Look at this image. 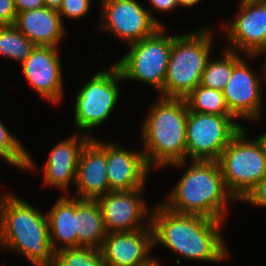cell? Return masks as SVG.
Here are the masks:
<instances>
[{"mask_svg": "<svg viewBox=\"0 0 266 266\" xmlns=\"http://www.w3.org/2000/svg\"><path fill=\"white\" fill-rule=\"evenodd\" d=\"M151 210L153 246L163 245L186 260L215 263L229 257L221 234L224 221L179 214L169 210L162 203Z\"/></svg>", "mask_w": 266, "mask_h": 266, "instance_id": "cell-1", "label": "cell"}, {"mask_svg": "<svg viewBox=\"0 0 266 266\" xmlns=\"http://www.w3.org/2000/svg\"><path fill=\"white\" fill-rule=\"evenodd\" d=\"M6 193L0 195V250L20 252L34 266H54L47 215Z\"/></svg>", "mask_w": 266, "mask_h": 266, "instance_id": "cell-2", "label": "cell"}, {"mask_svg": "<svg viewBox=\"0 0 266 266\" xmlns=\"http://www.w3.org/2000/svg\"><path fill=\"white\" fill-rule=\"evenodd\" d=\"M160 98V99H159ZM142 125V152L150 169L186 164V125L188 105L185 98L159 96Z\"/></svg>", "mask_w": 266, "mask_h": 266, "instance_id": "cell-3", "label": "cell"}, {"mask_svg": "<svg viewBox=\"0 0 266 266\" xmlns=\"http://www.w3.org/2000/svg\"><path fill=\"white\" fill-rule=\"evenodd\" d=\"M169 194L167 202L162 203L169 210L224 222L227 204L235 201L225 187L221 167L215 160H192Z\"/></svg>", "mask_w": 266, "mask_h": 266, "instance_id": "cell-4", "label": "cell"}, {"mask_svg": "<svg viewBox=\"0 0 266 266\" xmlns=\"http://www.w3.org/2000/svg\"><path fill=\"white\" fill-rule=\"evenodd\" d=\"M212 38L206 27L174 38L162 97L185 98L200 84L206 63L212 57Z\"/></svg>", "mask_w": 266, "mask_h": 266, "instance_id": "cell-5", "label": "cell"}, {"mask_svg": "<svg viewBox=\"0 0 266 266\" xmlns=\"http://www.w3.org/2000/svg\"><path fill=\"white\" fill-rule=\"evenodd\" d=\"M243 127L223 150L218 162L224 184L237 201L266 176V149L262 140L248 138Z\"/></svg>", "mask_w": 266, "mask_h": 266, "instance_id": "cell-6", "label": "cell"}, {"mask_svg": "<svg viewBox=\"0 0 266 266\" xmlns=\"http://www.w3.org/2000/svg\"><path fill=\"white\" fill-rule=\"evenodd\" d=\"M165 31L166 27H160L153 35L129 44L128 53L115 62L123 80H135L153 86L160 96L173 40L177 36H168Z\"/></svg>", "mask_w": 266, "mask_h": 266, "instance_id": "cell-7", "label": "cell"}, {"mask_svg": "<svg viewBox=\"0 0 266 266\" xmlns=\"http://www.w3.org/2000/svg\"><path fill=\"white\" fill-rule=\"evenodd\" d=\"M123 80L119 67L95 73L77 92L74 122L80 133L98 127L110 116L119 102L118 82ZM83 131V132H82Z\"/></svg>", "mask_w": 266, "mask_h": 266, "instance_id": "cell-8", "label": "cell"}, {"mask_svg": "<svg viewBox=\"0 0 266 266\" xmlns=\"http://www.w3.org/2000/svg\"><path fill=\"white\" fill-rule=\"evenodd\" d=\"M236 121L233 115L197 113L188 109L187 157L191 160L218 161L223 150L243 128Z\"/></svg>", "mask_w": 266, "mask_h": 266, "instance_id": "cell-9", "label": "cell"}, {"mask_svg": "<svg viewBox=\"0 0 266 266\" xmlns=\"http://www.w3.org/2000/svg\"><path fill=\"white\" fill-rule=\"evenodd\" d=\"M99 29L112 33L128 44L153 35L160 21L136 0H101Z\"/></svg>", "mask_w": 266, "mask_h": 266, "instance_id": "cell-10", "label": "cell"}, {"mask_svg": "<svg viewBox=\"0 0 266 266\" xmlns=\"http://www.w3.org/2000/svg\"><path fill=\"white\" fill-rule=\"evenodd\" d=\"M239 7L236 20L225 26V38L231 45L226 49L254 60L266 52V0H240Z\"/></svg>", "mask_w": 266, "mask_h": 266, "instance_id": "cell-11", "label": "cell"}, {"mask_svg": "<svg viewBox=\"0 0 266 266\" xmlns=\"http://www.w3.org/2000/svg\"><path fill=\"white\" fill-rule=\"evenodd\" d=\"M144 188L130 191H109L97 199L101 207L105 228L108 233L129 232L151 228V210L143 200ZM148 218L146 225L144 219Z\"/></svg>", "mask_w": 266, "mask_h": 266, "instance_id": "cell-12", "label": "cell"}, {"mask_svg": "<svg viewBox=\"0 0 266 266\" xmlns=\"http://www.w3.org/2000/svg\"><path fill=\"white\" fill-rule=\"evenodd\" d=\"M247 62L235 51V67L223 91L228 109L235 118L256 121L261 117V77L251 70Z\"/></svg>", "mask_w": 266, "mask_h": 266, "instance_id": "cell-13", "label": "cell"}, {"mask_svg": "<svg viewBox=\"0 0 266 266\" xmlns=\"http://www.w3.org/2000/svg\"><path fill=\"white\" fill-rule=\"evenodd\" d=\"M59 47L36 45L21 64L26 81L46 100L58 104L63 97V77Z\"/></svg>", "mask_w": 266, "mask_h": 266, "instance_id": "cell-14", "label": "cell"}, {"mask_svg": "<svg viewBox=\"0 0 266 266\" xmlns=\"http://www.w3.org/2000/svg\"><path fill=\"white\" fill-rule=\"evenodd\" d=\"M153 246L152 228L108 233L101 251L105 266H144L150 264Z\"/></svg>", "mask_w": 266, "mask_h": 266, "instance_id": "cell-15", "label": "cell"}, {"mask_svg": "<svg viewBox=\"0 0 266 266\" xmlns=\"http://www.w3.org/2000/svg\"><path fill=\"white\" fill-rule=\"evenodd\" d=\"M115 142L106 143L109 191H130L144 188L150 168L144 153L127 150Z\"/></svg>", "mask_w": 266, "mask_h": 266, "instance_id": "cell-16", "label": "cell"}, {"mask_svg": "<svg viewBox=\"0 0 266 266\" xmlns=\"http://www.w3.org/2000/svg\"><path fill=\"white\" fill-rule=\"evenodd\" d=\"M76 198L97 200L109 192L106 143L91 138L82 149L77 166Z\"/></svg>", "mask_w": 266, "mask_h": 266, "instance_id": "cell-17", "label": "cell"}, {"mask_svg": "<svg viewBox=\"0 0 266 266\" xmlns=\"http://www.w3.org/2000/svg\"><path fill=\"white\" fill-rule=\"evenodd\" d=\"M78 134L62 140L51 150L43 168L44 184L66 192L71 182L75 185L82 149L93 138L90 131Z\"/></svg>", "mask_w": 266, "mask_h": 266, "instance_id": "cell-18", "label": "cell"}, {"mask_svg": "<svg viewBox=\"0 0 266 266\" xmlns=\"http://www.w3.org/2000/svg\"><path fill=\"white\" fill-rule=\"evenodd\" d=\"M14 25L30 41L40 46L58 47L65 34L58 11L45 6L17 13Z\"/></svg>", "mask_w": 266, "mask_h": 266, "instance_id": "cell-19", "label": "cell"}, {"mask_svg": "<svg viewBox=\"0 0 266 266\" xmlns=\"http://www.w3.org/2000/svg\"><path fill=\"white\" fill-rule=\"evenodd\" d=\"M46 215L53 251L77 247L76 197L63 195Z\"/></svg>", "mask_w": 266, "mask_h": 266, "instance_id": "cell-20", "label": "cell"}, {"mask_svg": "<svg viewBox=\"0 0 266 266\" xmlns=\"http://www.w3.org/2000/svg\"><path fill=\"white\" fill-rule=\"evenodd\" d=\"M77 247L101 249L108 234L97 200L76 198Z\"/></svg>", "mask_w": 266, "mask_h": 266, "instance_id": "cell-21", "label": "cell"}, {"mask_svg": "<svg viewBox=\"0 0 266 266\" xmlns=\"http://www.w3.org/2000/svg\"><path fill=\"white\" fill-rule=\"evenodd\" d=\"M188 109L192 112L216 115H232L228 109L223 91L198 85L186 97Z\"/></svg>", "mask_w": 266, "mask_h": 266, "instance_id": "cell-22", "label": "cell"}, {"mask_svg": "<svg viewBox=\"0 0 266 266\" xmlns=\"http://www.w3.org/2000/svg\"><path fill=\"white\" fill-rule=\"evenodd\" d=\"M35 46L14 24L0 26V55L22 64Z\"/></svg>", "mask_w": 266, "mask_h": 266, "instance_id": "cell-23", "label": "cell"}, {"mask_svg": "<svg viewBox=\"0 0 266 266\" xmlns=\"http://www.w3.org/2000/svg\"><path fill=\"white\" fill-rule=\"evenodd\" d=\"M235 67V51L225 49L223 58L208 60L200 85L222 91L230 80Z\"/></svg>", "mask_w": 266, "mask_h": 266, "instance_id": "cell-24", "label": "cell"}, {"mask_svg": "<svg viewBox=\"0 0 266 266\" xmlns=\"http://www.w3.org/2000/svg\"><path fill=\"white\" fill-rule=\"evenodd\" d=\"M0 157L10 165L35 170L36 165L21 141L0 121Z\"/></svg>", "mask_w": 266, "mask_h": 266, "instance_id": "cell-25", "label": "cell"}, {"mask_svg": "<svg viewBox=\"0 0 266 266\" xmlns=\"http://www.w3.org/2000/svg\"><path fill=\"white\" fill-rule=\"evenodd\" d=\"M54 266H105L101 249L66 248L55 252Z\"/></svg>", "mask_w": 266, "mask_h": 266, "instance_id": "cell-26", "label": "cell"}, {"mask_svg": "<svg viewBox=\"0 0 266 266\" xmlns=\"http://www.w3.org/2000/svg\"><path fill=\"white\" fill-rule=\"evenodd\" d=\"M91 0H63L58 13L68 19H80L88 14Z\"/></svg>", "mask_w": 266, "mask_h": 266, "instance_id": "cell-27", "label": "cell"}, {"mask_svg": "<svg viewBox=\"0 0 266 266\" xmlns=\"http://www.w3.org/2000/svg\"><path fill=\"white\" fill-rule=\"evenodd\" d=\"M242 202L266 207V176L257 183Z\"/></svg>", "mask_w": 266, "mask_h": 266, "instance_id": "cell-28", "label": "cell"}, {"mask_svg": "<svg viewBox=\"0 0 266 266\" xmlns=\"http://www.w3.org/2000/svg\"><path fill=\"white\" fill-rule=\"evenodd\" d=\"M16 16L14 0H0V26L14 24Z\"/></svg>", "mask_w": 266, "mask_h": 266, "instance_id": "cell-29", "label": "cell"}, {"mask_svg": "<svg viewBox=\"0 0 266 266\" xmlns=\"http://www.w3.org/2000/svg\"><path fill=\"white\" fill-rule=\"evenodd\" d=\"M14 5L17 13L45 6L44 0H14Z\"/></svg>", "mask_w": 266, "mask_h": 266, "instance_id": "cell-30", "label": "cell"}, {"mask_svg": "<svg viewBox=\"0 0 266 266\" xmlns=\"http://www.w3.org/2000/svg\"><path fill=\"white\" fill-rule=\"evenodd\" d=\"M151 7H153L156 11H160V12H169V11H173L174 9H176L178 6L177 1L176 0H149Z\"/></svg>", "mask_w": 266, "mask_h": 266, "instance_id": "cell-31", "label": "cell"}, {"mask_svg": "<svg viewBox=\"0 0 266 266\" xmlns=\"http://www.w3.org/2000/svg\"><path fill=\"white\" fill-rule=\"evenodd\" d=\"M63 0H44L45 7L59 10Z\"/></svg>", "mask_w": 266, "mask_h": 266, "instance_id": "cell-32", "label": "cell"}, {"mask_svg": "<svg viewBox=\"0 0 266 266\" xmlns=\"http://www.w3.org/2000/svg\"><path fill=\"white\" fill-rule=\"evenodd\" d=\"M178 6L193 7L199 3L200 0H176Z\"/></svg>", "mask_w": 266, "mask_h": 266, "instance_id": "cell-33", "label": "cell"}, {"mask_svg": "<svg viewBox=\"0 0 266 266\" xmlns=\"http://www.w3.org/2000/svg\"><path fill=\"white\" fill-rule=\"evenodd\" d=\"M144 266H160L159 261L155 258L150 264Z\"/></svg>", "mask_w": 266, "mask_h": 266, "instance_id": "cell-34", "label": "cell"}, {"mask_svg": "<svg viewBox=\"0 0 266 266\" xmlns=\"http://www.w3.org/2000/svg\"><path fill=\"white\" fill-rule=\"evenodd\" d=\"M258 137L262 140V142L265 146V149H266V132L263 133L262 135L258 136Z\"/></svg>", "mask_w": 266, "mask_h": 266, "instance_id": "cell-35", "label": "cell"}, {"mask_svg": "<svg viewBox=\"0 0 266 266\" xmlns=\"http://www.w3.org/2000/svg\"><path fill=\"white\" fill-rule=\"evenodd\" d=\"M265 53H266V52H265ZM264 68H265V69H264V70H265V71H264V72H265V74H264V75H262V77H263V79H265L264 81H266V65H265V67H264Z\"/></svg>", "mask_w": 266, "mask_h": 266, "instance_id": "cell-36", "label": "cell"}]
</instances>
